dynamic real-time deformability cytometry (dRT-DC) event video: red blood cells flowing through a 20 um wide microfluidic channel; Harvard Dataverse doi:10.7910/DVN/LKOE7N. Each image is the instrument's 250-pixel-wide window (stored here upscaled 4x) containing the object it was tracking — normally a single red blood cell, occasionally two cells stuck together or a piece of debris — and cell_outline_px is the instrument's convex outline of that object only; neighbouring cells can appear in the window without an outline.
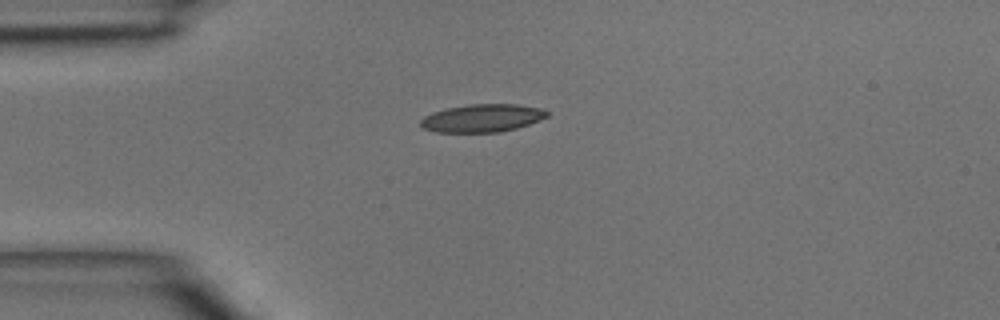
{"species": "common noctule bat (a hibernating species)", "species_latin": "Nyctalus noctula", "temperature_condition": "room temperature", "stored_images_in_passage": 4, "camera_frame_rate_fps": 3000, "um_per_image_px": 0.085, "animal": {"sex": "male", "body_mass_g": 15.6}, "frame": {"image": 1, "passage_image": 4, "time_ms": 1.0, "image_size_px": [1000, 320], "cell_outline_px": [[548, 116], [540, 120], [516, 128], [500, 132], [436, 132], [424, 128], [420, 124], [420, 120], [424, 116], [432, 112], [448, 108], [472, 104], [516, 104], [540, 108], [548, 112]], "centroid_in_image_um": [40.98, 10.04], "position_along_channel_um": 44.0, "area_um2": 20.4}}